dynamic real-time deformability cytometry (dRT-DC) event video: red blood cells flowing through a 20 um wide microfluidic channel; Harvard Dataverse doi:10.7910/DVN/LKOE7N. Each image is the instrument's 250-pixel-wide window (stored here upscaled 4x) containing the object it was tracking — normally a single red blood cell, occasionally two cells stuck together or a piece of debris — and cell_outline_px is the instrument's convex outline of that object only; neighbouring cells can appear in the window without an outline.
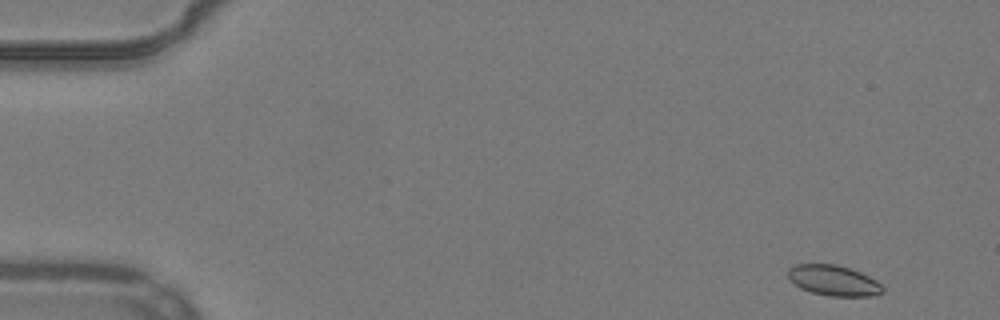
{"species": "common noctule bat (a hibernating species)", "species_latin": "Nyctalus noctula", "temperature_condition": "warm", "stored_images_in_passage": 52, "segment_of_instrument_passage": [1, 2], "camera_frame_rate_fps": 3000, "um_per_image_px": 0.085, "animal": {"sex": "male", "body_mass_g": 19.2, "forearm_length_mm": 51.8}, "frame": {"image": 1, "passage_image": 1, "time_ms": 0.0, "image_size_px": [1000, 320], "cell_outline_px": [[884, 292], [872, 296], [828, 296], [812, 292], [800, 288], [788, 280], [788, 268], [796, 264], [836, 264], [860, 272], [876, 280], [884, 288]], "centroid_in_image_um": [70.83, 23.84], "position_along_channel_um": 14.2, "area_um2": 16.88}}
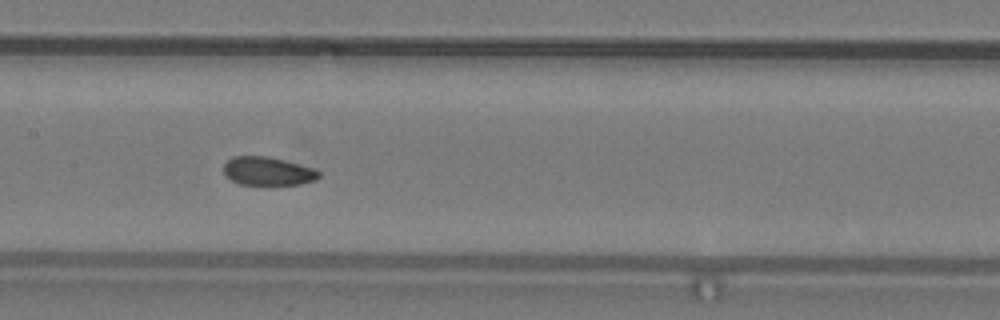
{"frame": {"image": 2, "passage_image": 24, "time_ms": 7.667, "image_size_px": [1000, 320], "cell_outline_px": [[320, 176], [316, 180], [300, 184], [272, 188], [240, 184], [224, 176], [224, 164], [232, 156], [268, 156], [312, 168], [320, 172]], "centroid_in_image_um": [22.75, 14.61], "position_along_channel_um": 184.7, "area_um2": 16.47}}
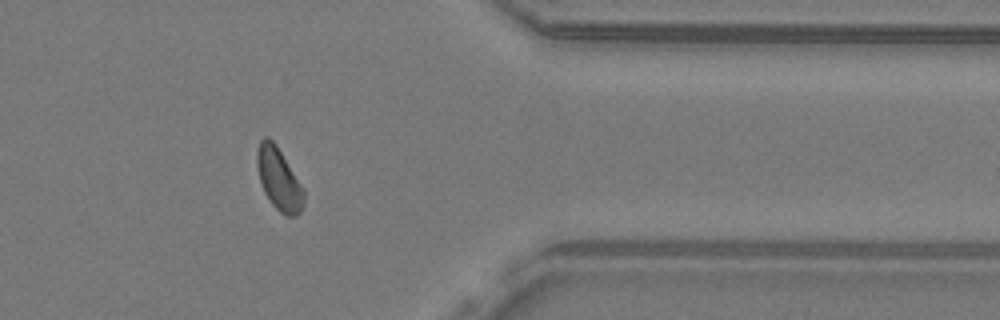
{"frame": {"image": 3, "passage_image": 41, "time_ms": 13.333, "image_size_px": [1000, 320], "cell_outline_px": [[304, 204], [300, 212], [296, 216], [288, 216], [280, 212], [272, 204], [264, 192], [260, 180], [256, 164], [256, 152], [260, 140], [264, 136], [268, 136], [276, 144], [304, 188]], "centroid_in_image_um": [23.7, 15.2], "position_along_channel_um": 387.7, "area_um2": 17.05}}